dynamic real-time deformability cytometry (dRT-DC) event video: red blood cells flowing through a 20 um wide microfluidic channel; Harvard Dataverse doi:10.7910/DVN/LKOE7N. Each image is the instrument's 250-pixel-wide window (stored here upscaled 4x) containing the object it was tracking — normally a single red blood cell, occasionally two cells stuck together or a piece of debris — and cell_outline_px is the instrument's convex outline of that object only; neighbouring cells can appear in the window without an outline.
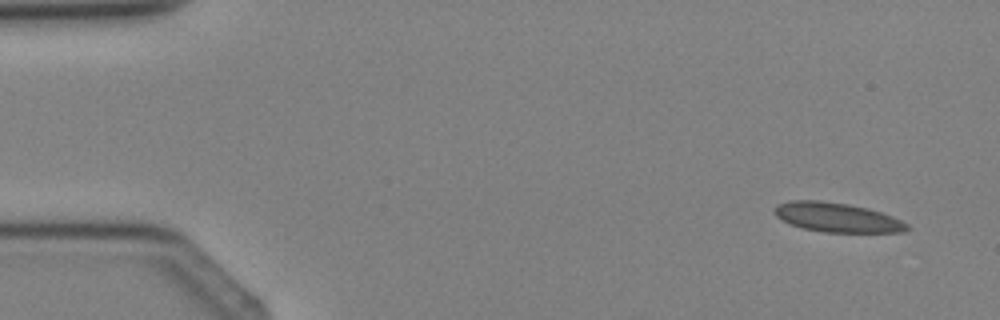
{"species": "Egyptian fruit bat (a non-hibernating species)", "species_latin": "Rousettus aegyptiacus", "temperature_condition": "cold", "stored_images_in_passage": 3, "camera_frame_rate_fps": 3000, "um_per_image_px": 0.085, "animal": {"sex": "female"}, "frame": {"image": 1, "passage_image": 1, "time_ms": 0.0, "image_size_px": [1000, 320], "cell_outline_px": [[912, 228], [904, 232], [824, 232], [800, 228], [776, 216], [772, 212], [772, 208], [776, 204], [792, 200], [820, 200], [848, 204], [868, 208], [892, 216], [908, 224]], "centroid_in_image_um": [71.13, 18.47], "position_along_channel_um": 13.9, "area_um2": 22.83}}